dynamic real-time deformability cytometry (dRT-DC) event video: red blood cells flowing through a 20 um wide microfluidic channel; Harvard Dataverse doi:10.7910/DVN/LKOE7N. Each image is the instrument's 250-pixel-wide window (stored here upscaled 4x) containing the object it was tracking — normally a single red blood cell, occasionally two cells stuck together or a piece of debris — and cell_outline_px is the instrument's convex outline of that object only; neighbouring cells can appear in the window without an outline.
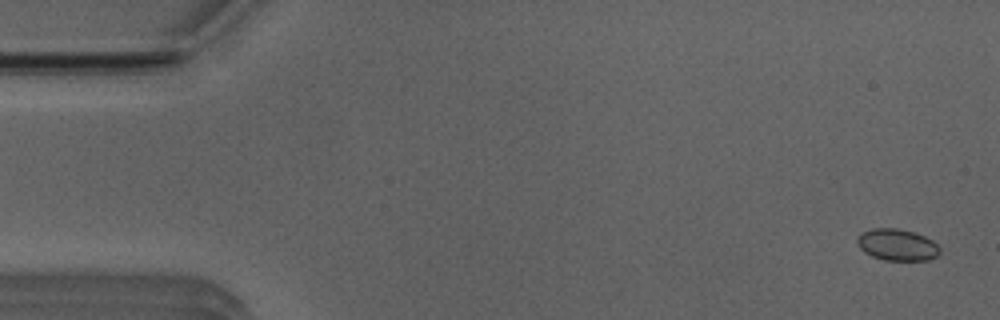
{"species": "Egyptian fruit bat (a non-hibernating species)", "species_latin": "Rousettus aegyptiacus", "temperature_condition": "room temperature", "stored_images_in_passage": 38, "segment_of_instrument_passage": [1, 2], "camera_frame_rate_fps": 3000, "um_per_image_px": 0.085, "animal": {"sex": "male"}, "frame": {"image": 1, "passage_image": 2, "time_ms": 0.333, "image_size_px": [1000, 320], "cell_outline_px": [[940, 252], [936, 256], [928, 260], [884, 260], [872, 256], [864, 252], [856, 244], [856, 236], [860, 232], [872, 228], [896, 228], [916, 232], [932, 240], [940, 248]], "centroid_in_image_um": [76.21, 20.79], "position_along_channel_um": 8.8, "area_um2": 15.43}}
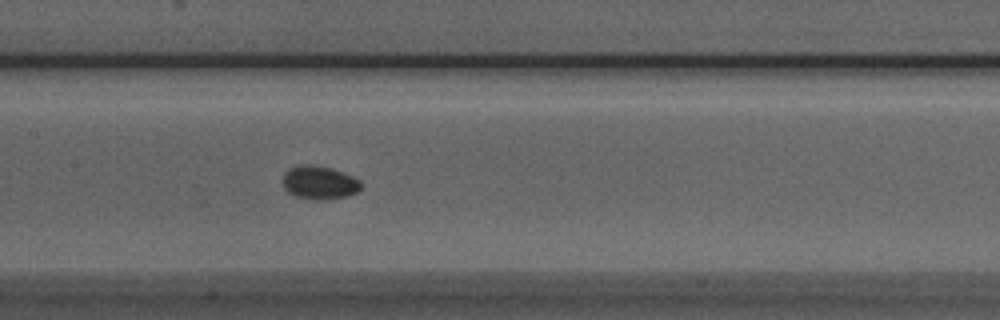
{"frame": {"image": 2, "passage_image": 25, "time_ms": 8.0, "image_size_px": [1000, 320], "cell_outline_px": [[360, 188], [356, 192], [348, 196], [324, 200], [308, 200], [296, 196], [288, 192], [284, 188], [280, 180], [284, 172], [288, 168], [300, 164], [312, 164], [328, 168], [352, 176], [360, 180]], "centroid_in_image_um": [27.06, 15.53], "position_along_channel_um": 180.3, "area_um2": 15.43}}
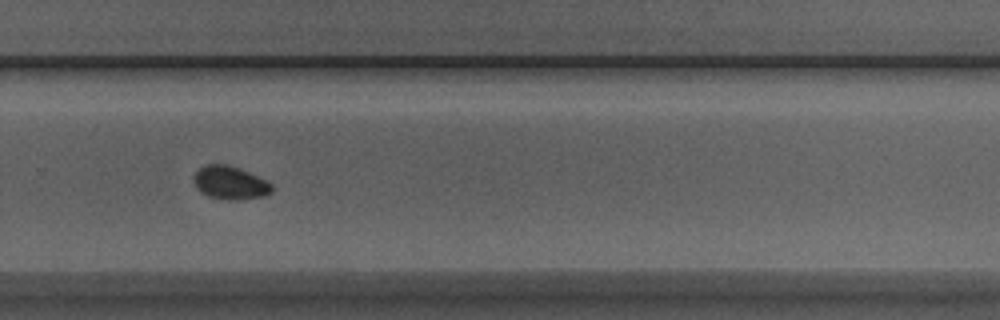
{"frame": {"image": 3, "passage_image": 35, "time_ms": 11.333, "image_size_px": [1000, 320], "cell_outline_px": [[272, 192], [260, 196], [236, 200], [228, 200], [208, 196], [200, 192], [196, 188], [192, 180], [196, 172], [204, 164], [228, 164], [240, 168], [272, 184]], "centroid_in_image_um": [19.5, 15.52], "position_along_channel_um": 310.3, "area_um2": 15.03}}